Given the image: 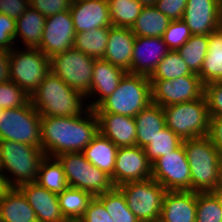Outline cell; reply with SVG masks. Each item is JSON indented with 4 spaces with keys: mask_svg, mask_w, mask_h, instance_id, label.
<instances>
[{
    "mask_svg": "<svg viewBox=\"0 0 222 222\" xmlns=\"http://www.w3.org/2000/svg\"><path fill=\"white\" fill-rule=\"evenodd\" d=\"M94 197L81 189L68 187L58 195L61 212L68 222H77L84 214Z\"/></svg>",
    "mask_w": 222,
    "mask_h": 222,
    "instance_id": "obj_31",
    "label": "cell"
},
{
    "mask_svg": "<svg viewBox=\"0 0 222 222\" xmlns=\"http://www.w3.org/2000/svg\"><path fill=\"white\" fill-rule=\"evenodd\" d=\"M197 192L167 191L158 222H196Z\"/></svg>",
    "mask_w": 222,
    "mask_h": 222,
    "instance_id": "obj_20",
    "label": "cell"
},
{
    "mask_svg": "<svg viewBox=\"0 0 222 222\" xmlns=\"http://www.w3.org/2000/svg\"><path fill=\"white\" fill-rule=\"evenodd\" d=\"M9 59L10 51L0 50V83L10 81Z\"/></svg>",
    "mask_w": 222,
    "mask_h": 222,
    "instance_id": "obj_48",
    "label": "cell"
},
{
    "mask_svg": "<svg viewBox=\"0 0 222 222\" xmlns=\"http://www.w3.org/2000/svg\"><path fill=\"white\" fill-rule=\"evenodd\" d=\"M220 188H222V163H221V183H220Z\"/></svg>",
    "mask_w": 222,
    "mask_h": 222,
    "instance_id": "obj_51",
    "label": "cell"
},
{
    "mask_svg": "<svg viewBox=\"0 0 222 222\" xmlns=\"http://www.w3.org/2000/svg\"><path fill=\"white\" fill-rule=\"evenodd\" d=\"M0 140L41 148V115L30 100L19 108L3 110L0 116Z\"/></svg>",
    "mask_w": 222,
    "mask_h": 222,
    "instance_id": "obj_8",
    "label": "cell"
},
{
    "mask_svg": "<svg viewBox=\"0 0 222 222\" xmlns=\"http://www.w3.org/2000/svg\"><path fill=\"white\" fill-rule=\"evenodd\" d=\"M192 35L187 24L181 19L170 21L162 35V39L167 44L169 50L177 51Z\"/></svg>",
    "mask_w": 222,
    "mask_h": 222,
    "instance_id": "obj_40",
    "label": "cell"
},
{
    "mask_svg": "<svg viewBox=\"0 0 222 222\" xmlns=\"http://www.w3.org/2000/svg\"><path fill=\"white\" fill-rule=\"evenodd\" d=\"M94 58L71 48L50 58L51 72L84 96L90 91Z\"/></svg>",
    "mask_w": 222,
    "mask_h": 222,
    "instance_id": "obj_11",
    "label": "cell"
},
{
    "mask_svg": "<svg viewBox=\"0 0 222 222\" xmlns=\"http://www.w3.org/2000/svg\"><path fill=\"white\" fill-rule=\"evenodd\" d=\"M169 23L170 19L155 6H146L130 29L137 37H162Z\"/></svg>",
    "mask_w": 222,
    "mask_h": 222,
    "instance_id": "obj_29",
    "label": "cell"
},
{
    "mask_svg": "<svg viewBox=\"0 0 222 222\" xmlns=\"http://www.w3.org/2000/svg\"><path fill=\"white\" fill-rule=\"evenodd\" d=\"M96 198L104 205L114 222H140L128 208L126 198L118 187H114Z\"/></svg>",
    "mask_w": 222,
    "mask_h": 222,
    "instance_id": "obj_33",
    "label": "cell"
},
{
    "mask_svg": "<svg viewBox=\"0 0 222 222\" xmlns=\"http://www.w3.org/2000/svg\"><path fill=\"white\" fill-rule=\"evenodd\" d=\"M135 37L130 28L111 26L103 60L131 73Z\"/></svg>",
    "mask_w": 222,
    "mask_h": 222,
    "instance_id": "obj_22",
    "label": "cell"
},
{
    "mask_svg": "<svg viewBox=\"0 0 222 222\" xmlns=\"http://www.w3.org/2000/svg\"><path fill=\"white\" fill-rule=\"evenodd\" d=\"M18 189L35 211L38 222H68L61 212L58 195L37 182L20 185Z\"/></svg>",
    "mask_w": 222,
    "mask_h": 222,
    "instance_id": "obj_19",
    "label": "cell"
},
{
    "mask_svg": "<svg viewBox=\"0 0 222 222\" xmlns=\"http://www.w3.org/2000/svg\"><path fill=\"white\" fill-rule=\"evenodd\" d=\"M30 6L45 17L70 9L72 0H29Z\"/></svg>",
    "mask_w": 222,
    "mask_h": 222,
    "instance_id": "obj_43",
    "label": "cell"
},
{
    "mask_svg": "<svg viewBox=\"0 0 222 222\" xmlns=\"http://www.w3.org/2000/svg\"><path fill=\"white\" fill-rule=\"evenodd\" d=\"M45 156L41 148L15 141L0 140L1 172L11 188L36 182L40 164ZM5 171H8V174L11 173L14 178L11 175L8 176Z\"/></svg>",
    "mask_w": 222,
    "mask_h": 222,
    "instance_id": "obj_5",
    "label": "cell"
},
{
    "mask_svg": "<svg viewBox=\"0 0 222 222\" xmlns=\"http://www.w3.org/2000/svg\"><path fill=\"white\" fill-rule=\"evenodd\" d=\"M84 98L82 93L66 85L52 72L30 95V101L41 117L80 116L88 109L87 104L82 103Z\"/></svg>",
    "mask_w": 222,
    "mask_h": 222,
    "instance_id": "obj_2",
    "label": "cell"
},
{
    "mask_svg": "<svg viewBox=\"0 0 222 222\" xmlns=\"http://www.w3.org/2000/svg\"><path fill=\"white\" fill-rule=\"evenodd\" d=\"M77 222H114L104 205L94 197L88 204L85 214Z\"/></svg>",
    "mask_w": 222,
    "mask_h": 222,
    "instance_id": "obj_44",
    "label": "cell"
},
{
    "mask_svg": "<svg viewBox=\"0 0 222 222\" xmlns=\"http://www.w3.org/2000/svg\"><path fill=\"white\" fill-rule=\"evenodd\" d=\"M11 189L5 175L0 171V200Z\"/></svg>",
    "mask_w": 222,
    "mask_h": 222,
    "instance_id": "obj_49",
    "label": "cell"
},
{
    "mask_svg": "<svg viewBox=\"0 0 222 222\" xmlns=\"http://www.w3.org/2000/svg\"><path fill=\"white\" fill-rule=\"evenodd\" d=\"M16 19L0 13V50L10 51L15 42Z\"/></svg>",
    "mask_w": 222,
    "mask_h": 222,
    "instance_id": "obj_42",
    "label": "cell"
},
{
    "mask_svg": "<svg viewBox=\"0 0 222 222\" xmlns=\"http://www.w3.org/2000/svg\"><path fill=\"white\" fill-rule=\"evenodd\" d=\"M46 17L36 9L29 6L26 11L16 19L15 40L18 36L23 40L25 48H37L41 43Z\"/></svg>",
    "mask_w": 222,
    "mask_h": 222,
    "instance_id": "obj_28",
    "label": "cell"
},
{
    "mask_svg": "<svg viewBox=\"0 0 222 222\" xmlns=\"http://www.w3.org/2000/svg\"><path fill=\"white\" fill-rule=\"evenodd\" d=\"M208 51V35H192L189 40L177 50L188 68L195 74L200 72Z\"/></svg>",
    "mask_w": 222,
    "mask_h": 222,
    "instance_id": "obj_35",
    "label": "cell"
},
{
    "mask_svg": "<svg viewBox=\"0 0 222 222\" xmlns=\"http://www.w3.org/2000/svg\"><path fill=\"white\" fill-rule=\"evenodd\" d=\"M188 0H157L155 7L170 21L183 19Z\"/></svg>",
    "mask_w": 222,
    "mask_h": 222,
    "instance_id": "obj_45",
    "label": "cell"
},
{
    "mask_svg": "<svg viewBox=\"0 0 222 222\" xmlns=\"http://www.w3.org/2000/svg\"><path fill=\"white\" fill-rule=\"evenodd\" d=\"M196 222H222L219 192H197Z\"/></svg>",
    "mask_w": 222,
    "mask_h": 222,
    "instance_id": "obj_37",
    "label": "cell"
},
{
    "mask_svg": "<svg viewBox=\"0 0 222 222\" xmlns=\"http://www.w3.org/2000/svg\"><path fill=\"white\" fill-rule=\"evenodd\" d=\"M191 172V191L218 192L222 157L209 136L182 140Z\"/></svg>",
    "mask_w": 222,
    "mask_h": 222,
    "instance_id": "obj_3",
    "label": "cell"
},
{
    "mask_svg": "<svg viewBox=\"0 0 222 222\" xmlns=\"http://www.w3.org/2000/svg\"><path fill=\"white\" fill-rule=\"evenodd\" d=\"M63 166L69 187L84 190L96 197L115 186L111 177L92 165L82 152H67L56 157Z\"/></svg>",
    "mask_w": 222,
    "mask_h": 222,
    "instance_id": "obj_7",
    "label": "cell"
},
{
    "mask_svg": "<svg viewBox=\"0 0 222 222\" xmlns=\"http://www.w3.org/2000/svg\"><path fill=\"white\" fill-rule=\"evenodd\" d=\"M110 27L94 28L76 33L73 48L95 60L103 59L108 42Z\"/></svg>",
    "mask_w": 222,
    "mask_h": 222,
    "instance_id": "obj_32",
    "label": "cell"
},
{
    "mask_svg": "<svg viewBox=\"0 0 222 222\" xmlns=\"http://www.w3.org/2000/svg\"><path fill=\"white\" fill-rule=\"evenodd\" d=\"M112 26L131 28L143 6L137 0H108Z\"/></svg>",
    "mask_w": 222,
    "mask_h": 222,
    "instance_id": "obj_36",
    "label": "cell"
},
{
    "mask_svg": "<svg viewBox=\"0 0 222 222\" xmlns=\"http://www.w3.org/2000/svg\"><path fill=\"white\" fill-rule=\"evenodd\" d=\"M36 182L56 195L62 194L69 187L63 166L56 157L45 156L40 164Z\"/></svg>",
    "mask_w": 222,
    "mask_h": 222,
    "instance_id": "obj_30",
    "label": "cell"
},
{
    "mask_svg": "<svg viewBox=\"0 0 222 222\" xmlns=\"http://www.w3.org/2000/svg\"><path fill=\"white\" fill-rule=\"evenodd\" d=\"M69 11L76 33L112 26L108 0H72Z\"/></svg>",
    "mask_w": 222,
    "mask_h": 222,
    "instance_id": "obj_17",
    "label": "cell"
},
{
    "mask_svg": "<svg viewBox=\"0 0 222 222\" xmlns=\"http://www.w3.org/2000/svg\"><path fill=\"white\" fill-rule=\"evenodd\" d=\"M209 117L222 116V81L204 85Z\"/></svg>",
    "mask_w": 222,
    "mask_h": 222,
    "instance_id": "obj_41",
    "label": "cell"
},
{
    "mask_svg": "<svg viewBox=\"0 0 222 222\" xmlns=\"http://www.w3.org/2000/svg\"><path fill=\"white\" fill-rule=\"evenodd\" d=\"M143 7L155 6L157 0H137Z\"/></svg>",
    "mask_w": 222,
    "mask_h": 222,
    "instance_id": "obj_50",
    "label": "cell"
},
{
    "mask_svg": "<svg viewBox=\"0 0 222 222\" xmlns=\"http://www.w3.org/2000/svg\"><path fill=\"white\" fill-rule=\"evenodd\" d=\"M17 49L10 50V81L31 95L51 72L50 58L38 48Z\"/></svg>",
    "mask_w": 222,
    "mask_h": 222,
    "instance_id": "obj_9",
    "label": "cell"
},
{
    "mask_svg": "<svg viewBox=\"0 0 222 222\" xmlns=\"http://www.w3.org/2000/svg\"><path fill=\"white\" fill-rule=\"evenodd\" d=\"M182 20L193 35H209L222 25V0H188Z\"/></svg>",
    "mask_w": 222,
    "mask_h": 222,
    "instance_id": "obj_16",
    "label": "cell"
},
{
    "mask_svg": "<svg viewBox=\"0 0 222 222\" xmlns=\"http://www.w3.org/2000/svg\"><path fill=\"white\" fill-rule=\"evenodd\" d=\"M152 102L164 107L199 99L204 96V84L198 75H186L171 80H149Z\"/></svg>",
    "mask_w": 222,
    "mask_h": 222,
    "instance_id": "obj_13",
    "label": "cell"
},
{
    "mask_svg": "<svg viewBox=\"0 0 222 222\" xmlns=\"http://www.w3.org/2000/svg\"><path fill=\"white\" fill-rule=\"evenodd\" d=\"M165 126L181 140L209 135L210 117L205 96L163 107Z\"/></svg>",
    "mask_w": 222,
    "mask_h": 222,
    "instance_id": "obj_6",
    "label": "cell"
},
{
    "mask_svg": "<svg viewBox=\"0 0 222 222\" xmlns=\"http://www.w3.org/2000/svg\"><path fill=\"white\" fill-rule=\"evenodd\" d=\"M29 6V0H0V13L18 19Z\"/></svg>",
    "mask_w": 222,
    "mask_h": 222,
    "instance_id": "obj_46",
    "label": "cell"
},
{
    "mask_svg": "<svg viewBox=\"0 0 222 222\" xmlns=\"http://www.w3.org/2000/svg\"><path fill=\"white\" fill-rule=\"evenodd\" d=\"M193 73L177 51L170 50L157 64L149 80H171Z\"/></svg>",
    "mask_w": 222,
    "mask_h": 222,
    "instance_id": "obj_34",
    "label": "cell"
},
{
    "mask_svg": "<svg viewBox=\"0 0 222 222\" xmlns=\"http://www.w3.org/2000/svg\"><path fill=\"white\" fill-rule=\"evenodd\" d=\"M117 150L118 147L111 140L98 132L82 153L92 165L112 177Z\"/></svg>",
    "mask_w": 222,
    "mask_h": 222,
    "instance_id": "obj_26",
    "label": "cell"
},
{
    "mask_svg": "<svg viewBox=\"0 0 222 222\" xmlns=\"http://www.w3.org/2000/svg\"><path fill=\"white\" fill-rule=\"evenodd\" d=\"M3 110H4V109H1V108H0V116H1V114L3 113Z\"/></svg>",
    "mask_w": 222,
    "mask_h": 222,
    "instance_id": "obj_53",
    "label": "cell"
},
{
    "mask_svg": "<svg viewBox=\"0 0 222 222\" xmlns=\"http://www.w3.org/2000/svg\"><path fill=\"white\" fill-rule=\"evenodd\" d=\"M2 222H38L35 211L18 188H11L0 200Z\"/></svg>",
    "mask_w": 222,
    "mask_h": 222,
    "instance_id": "obj_25",
    "label": "cell"
},
{
    "mask_svg": "<svg viewBox=\"0 0 222 222\" xmlns=\"http://www.w3.org/2000/svg\"><path fill=\"white\" fill-rule=\"evenodd\" d=\"M152 178V164L148 161L144 148L139 146L119 147L111 180L115 187L131 181Z\"/></svg>",
    "mask_w": 222,
    "mask_h": 222,
    "instance_id": "obj_15",
    "label": "cell"
},
{
    "mask_svg": "<svg viewBox=\"0 0 222 222\" xmlns=\"http://www.w3.org/2000/svg\"><path fill=\"white\" fill-rule=\"evenodd\" d=\"M30 100V95L12 81L0 83V108H19Z\"/></svg>",
    "mask_w": 222,
    "mask_h": 222,
    "instance_id": "obj_39",
    "label": "cell"
},
{
    "mask_svg": "<svg viewBox=\"0 0 222 222\" xmlns=\"http://www.w3.org/2000/svg\"><path fill=\"white\" fill-rule=\"evenodd\" d=\"M197 75L204 85L222 81V25L208 35V51Z\"/></svg>",
    "mask_w": 222,
    "mask_h": 222,
    "instance_id": "obj_27",
    "label": "cell"
},
{
    "mask_svg": "<svg viewBox=\"0 0 222 222\" xmlns=\"http://www.w3.org/2000/svg\"><path fill=\"white\" fill-rule=\"evenodd\" d=\"M169 51L162 37L136 36L132 54L131 73L149 77L157 64Z\"/></svg>",
    "mask_w": 222,
    "mask_h": 222,
    "instance_id": "obj_18",
    "label": "cell"
},
{
    "mask_svg": "<svg viewBox=\"0 0 222 222\" xmlns=\"http://www.w3.org/2000/svg\"><path fill=\"white\" fill-rule=\"evenodd\" d=\"M152 179L167 191H191V172L183 144L152 163Z\"/></svg>",
    "mask_w": 222,
    "mask_h": 222,
    "instance_id": "obj_12",
    "label": "cell"
},
{
    "mask_svg": "<svg viewBox=\"0 0 222 222\" xmlns=\"http://www.w3.org/2000/svg\"><path fill=\"white\" fill-rule=\"evenodd\" d=\"M136 146L146 147L165 127L163 107L151 102L135 117Z\"/></svg>",
    "mask_w": 222,
    "mask_h": 222,
    "instance_id": "obj_24",
    "label": "cell"
},
{
    "mask_svg": "<svg viewBox=\"0 0 222 222\" xmlns=\"http://www.w3.org/2000/svg\"><path fill=\"white\" fill-rule=\"evenodd\" d=\"M126 72L110 62L103 59L94 61L93 75L89 93L85 96V99L93 98V95H97V99L91 104H87L88 108L95 109L105 98L110 96L118 87L121 78ZM100 96V97H99Z\"/></svg>",
    "mask_w": 222,
    "mask_h": 222,
    "instance_id": "obj_21",
    "label": "cell"
},
{
    "mask_svg": "<svg viewBox=\"0 0 222 222\" xmlns=\"http://www.w3.org/2000/svg\"><path fill=\"white\" fill-rule=\"evenodd\" d=\"M208 136L222 157V116L210 117Z\"/></svg>",
    "mask_w": 222,
    "mask_h": 222,
    "instance_id": "obj_47",
    "label": "cell"
},
{
    "mask_svg": "<svg viewBox=\"0 0 222 222\" xmlns=\"http://www.w3.org/2000/svg\"><path fill=\"white\" fill-rule=\"evenodd\" d=\"M182 144V140L167 126H165L149 143L144 147L148 161L152 164L159 157L172 153Z\"/></svg>",
    "mask_w": 222,
    "mask_h": 222,
    "instance_id": "obj_38",
    "label": "cell"
},
{
    "mask_svg": "<svg viewBox=\"0 0 222 222\" xmlns=\"http://www.w3.org/2000/svg\"><path fill=\"white\" fill-rule=\"evenodd\" d=\"M76 31L69 10L46 17L41 43L37 47L49 58L73 48Z\"/></svg>",
    "mask_w": 222,
    "mask_h": 222,
    "instance_id": "obj_14",
    "label": "cell"
},
{
    "mask_svg": "<svg viewBox=\"0 0 222 222\" xmlns=\"http://www.w3.org/2000/svg\"><path fill=\"white\" fill-rule=\"evenodd\" d=\"M152 102L149 77L126 72L116 90L105 98L95 113H113L135 117Z\"/></svg>",
    "mask_w": 222,
    "mask_h": 222,
    "instance_id": "obj_4",
    "label": "cell"
},
{
    "mask_svg": "<svg viewBox=\"0 0 222 222\" xmlns=\"http://www.w3.org/2000/svg\"><path fill=\"white\" fill-rule=\"evenodd\" d=\"M98 132V117L90 108L76 117H41V149L49 157L82 152Z\"/></svg>",
    "mask_w": 222,
    "mask_h": 222,
    "instance_id": "obj_1",
    "label": "cell"
},
{
    "mask_svg": "<svg viewBox=\"0 0 222 222\" xmlns=\"http://www.w3.org/2000/svg\"><path fill=\"white\" fill-rule=\"evenodd\" d=\"M218 192L222 196V188H219Z\"/></svg>",
    "mask_w": 222,
    "mask_h": 222,
    "instance_id": "obj_52",
    "label": "cell"
},
{
    "mask_svg": "<svg viewBox=\"0 0 222 222\" xmlns=\"http://www.w3.org/2000/svg\"><path fill=\"white\" fill-rule=\"evenodd\" d=\"M99 132L118 148L136 146V124L134 117L113 113H96Z\"/></svg>",
    "mask_w": 222,
    "mask_h": 222,
    "instance_id": "obj_23",
    "label": "cell"
},
{
    "mask_svg": "<svg viewBox=\"0 0 222 222\" xmlns=\"http://www.w3.org/2000/svg\"><path fill=\"white\" fill-rule=\"evenodd\" d=\"M124 194L128 208L140 222H158L163 197L167 190L156 180L125 182L118 186Z\"/></svg>",
    "mask_w": 222,
    "mask_h": 222,
    "instance_id": "obj_10",
    "label": "cell"
}]
</instances>
